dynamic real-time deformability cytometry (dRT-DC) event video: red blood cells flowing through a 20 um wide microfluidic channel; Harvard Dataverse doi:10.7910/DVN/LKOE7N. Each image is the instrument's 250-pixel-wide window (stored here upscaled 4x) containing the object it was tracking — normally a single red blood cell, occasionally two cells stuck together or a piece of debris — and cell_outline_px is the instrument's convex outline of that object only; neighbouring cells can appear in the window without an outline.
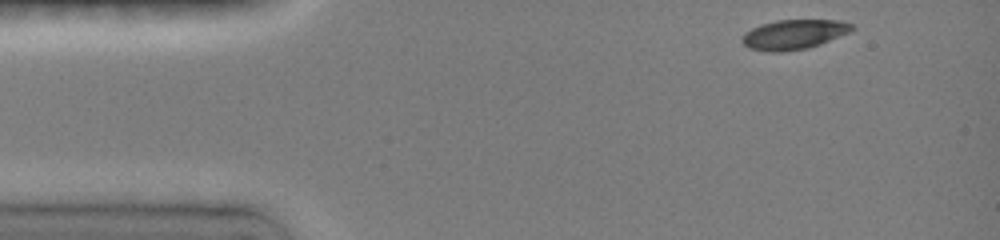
{"species": "common noctule bat (a hibernating species)", "species_latin": "Nyctalus noctula", "temperature_condition": "room temperature", "stored_images_in_passage": 52, "camera_frame_rate_fps": 3000, "um_per_image_px": 0.085, "animal": {"sex": "female", "body_mass_g": 19.0, "forearm_length_mm": 51.5}, "frame": {"image": 1, "passage_image": 1, "time_ms": 0.0, "image_size_px": [1000, 240], "cell_outline_px": [[856, 28], [848, 32], [820, 44], [808, 48], [780, 52], [768, 52], [748, 48], [744, 44], [744, 32], [752, 28], [776, 20], [836, 20], [852, 24]], "centroid_in_image_um": [67.48, 2.93], "position_along_channel_um": 17.5, "area_um2": 18.73}}
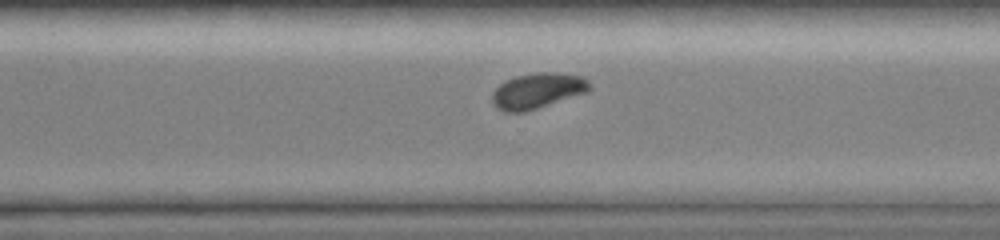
{"frame": {"image": 2, "passage_image": 39, "time_ms": 9.667, "image_size_px": [1000, 240], "cell_outline_px": [[592, 88], [588, 92], [524, 112], [504, 112], [496, 108], [492, 100], [492, 92], [500, 84], [516, 76], [536, 72], [556, 72], [584, 76], [588, 80]], "centroid_in_image_um": [45.71, 7.71], "position_along_channel_um": 324.9, "area_um2": 20.23}}
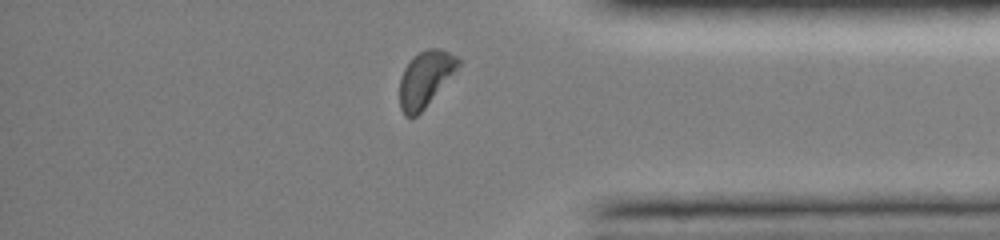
{"frame": {"image": 3, "passage_image": 47, "time_ms": 11.667, "image_size_px": [1000, 240], "cell_outline_px": [[460, 64], [424, 108], [416, 116], [404, 116], [400, 108], [400, 80], [404, 68], [412, 56], [428, 48], [440, 48], [456, 56], [460, 60]], "centroid_in_image_um": [36.11, 6.68], "position_along_channel_um": 399.1, "area_um2": 18.55}, "authors_computed_cell_mechanics": {"area_um2": 20.0566, "velocity_mm_per_s": 3.9841, "shape_relaxation_time_tau1_ms": 3.9626, "shape_relaxation_time_tau2_ms": 3.4581, "deformation_change_tau1": 0.1467, "deformation_change_tau2": 0.0438}}